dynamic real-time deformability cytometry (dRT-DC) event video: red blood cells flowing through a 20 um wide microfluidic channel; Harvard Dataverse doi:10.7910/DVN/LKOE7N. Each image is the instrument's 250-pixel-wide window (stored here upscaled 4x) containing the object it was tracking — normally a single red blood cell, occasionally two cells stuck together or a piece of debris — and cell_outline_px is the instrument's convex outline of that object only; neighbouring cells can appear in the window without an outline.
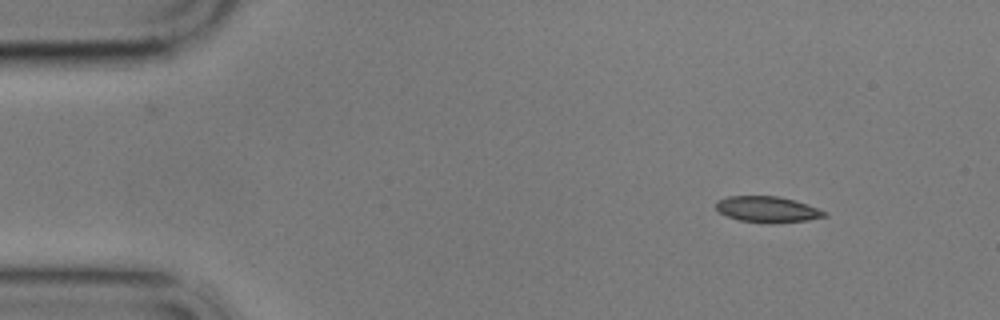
{"species": "common noctule bat (a hibernating species)", "species_latin": "Nyctalus noctula", "temperature_condition": "cold", "stored_images_in_passage": 5, "camera_frame_rate_fps": 3000, "um_per_image_px": 0.085, "animal": {"sex": "male", "body_mass_g": 17.9}, "frame": {"image": 1, "passage_image": 1, "time_ms": 0.0, "image_size_px": [1000, 320], "cell_outline_px": [[828, 216], [808, 220], [740, 220], [728, 216], [720, 212], [716, 208], [716, 200], [728, 196], [780, 196], [796, 200], [808, 204], [828, 212]], "centroid_in_image_um": [65.25, 17.73], "position_along_channel_um": 19.7, "area_um2": 15.66}}